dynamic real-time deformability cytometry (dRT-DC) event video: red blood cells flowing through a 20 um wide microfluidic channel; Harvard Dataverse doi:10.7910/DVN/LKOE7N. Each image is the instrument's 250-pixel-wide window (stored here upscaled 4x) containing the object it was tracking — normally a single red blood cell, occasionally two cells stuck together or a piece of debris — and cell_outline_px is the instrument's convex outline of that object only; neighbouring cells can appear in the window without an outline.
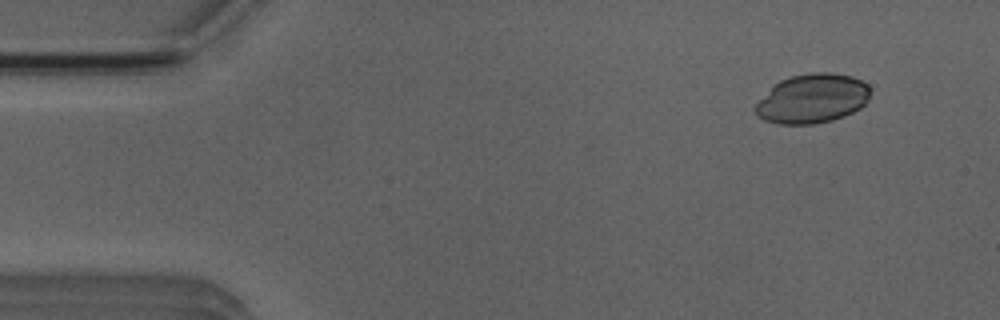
{"species": "Egyptian fruit bat (a non-hibernating species)", "species_latin": "Rousettus aegyptiacus", "temperature_condition": "room temperature", "stored_images_in_passage": 3, "camera_frame_rate_fps": 3000, "um_per_image_px": 0.085, "animal": {"sex": "male"}, "frame": {"image": 1, "passage_image": 1, "time_ms": 0.0, "image_size_px": [1000, 320], "cell_outline_px": [[868, 100], [860, 108], [844, 116], [832, 120], [816, 124], [780, 124], [764, 120], [756, 116], [752, 108], [772, 84], [780, 80], [792, 76], [812, 72], [828, 72], [852, 76], [868, 84]], "centroid_in_image_um": [68.99, 8.38], "position_along_channel_um": 16.0, "area_um2": 33.23}}